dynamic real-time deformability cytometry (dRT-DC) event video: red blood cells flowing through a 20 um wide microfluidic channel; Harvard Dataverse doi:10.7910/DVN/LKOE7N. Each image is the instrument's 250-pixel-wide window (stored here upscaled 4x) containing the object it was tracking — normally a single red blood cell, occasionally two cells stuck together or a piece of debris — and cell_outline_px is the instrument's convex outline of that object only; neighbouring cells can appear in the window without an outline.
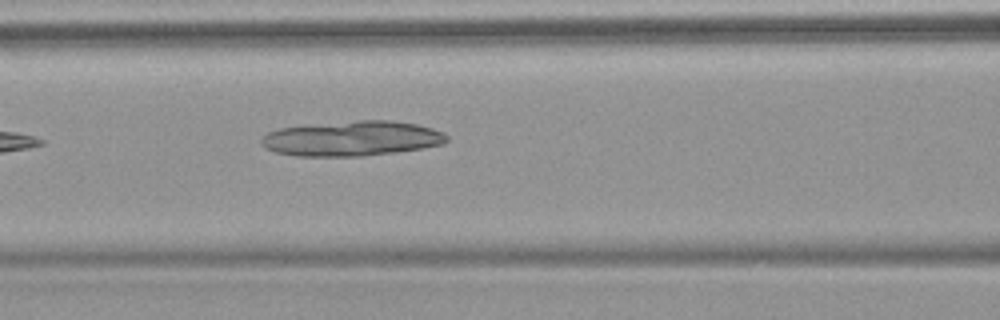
{"species": "common noctule bat (a hibernating species)", "species_latin": "Nyctalus noctula", "temperature_condition": "warm", "stored_images_in_passage": 4, "camera_frame_rate_fps": 3000, "um_per_image_px": 0.085, "animal": {"sex": "female", "body_mass_g": 18.4}, "frame": {"image": 1, "passage_image": 4, "time_ms": 4.333, "image_size_px": [1000, 320], "cell_outline_px": [[448, 140], [444, 144], [424, 148], [396, 152], [360, 156], [300, 156], [276, 152], [264, 148], [260, 144], [260, 140], [268, 132], [280, 128], [304, 124], [360, 120], [392, 120], [416, 124], [432, 128], [444, 132], [448, 136]], "centroid_in_image_um": [29.92, 11.76], "position_along_channel_um": 136.7, "area_um2": 38.21}}